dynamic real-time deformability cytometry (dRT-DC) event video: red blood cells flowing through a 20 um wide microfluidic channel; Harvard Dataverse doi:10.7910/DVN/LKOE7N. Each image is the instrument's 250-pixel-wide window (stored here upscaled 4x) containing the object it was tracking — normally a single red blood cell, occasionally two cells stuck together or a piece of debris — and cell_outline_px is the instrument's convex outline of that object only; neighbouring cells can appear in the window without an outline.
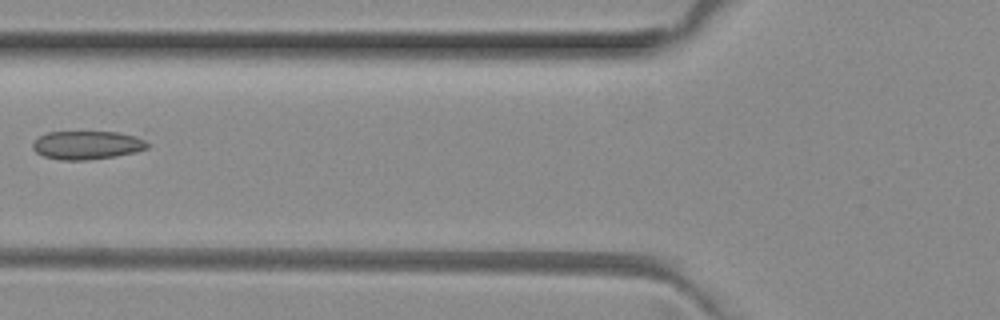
{"species": "common noctule bat (a hibernating species)", "species_latin": "Nyctalus noctula", "temperature_condition": "room temperature", "stored_images_in_passage": 5, "camera_frame_rate_fps": 3000, "um_per_image_px": 0.085, "animal": {"sex": "female", "body_mass_g": 29.2, "forearm_length_mm": 56.3}, "frame": {"image": 1, "passage_image": 4, "time_ms": 1.0, "image_size_px": [1000, 320], "cell_outline_px": [[148, 148], [136, 152], [116, 156], [84, 160], [60, 160], [44, 156], [36, 152], [32, 148], [32, 144], [40, 136], [48, 132], [148, 128]], "centroid_in_image_um": [7.75, 12.22], "position_along_channel_um": 118.1, "area_um2": 21.27}}
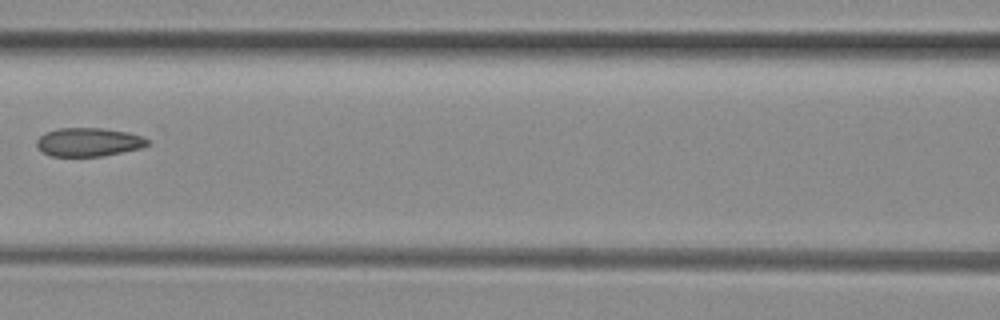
{"frame": {"image": 2, "passage_image": 5, "time_ms": 1.333, "image_size_px": [1000, 320], "cell_outline_px": [[148, 144], [140, 148], [100, 156], [52, 156], [44, 152], [36, 144], [36, 140], [44, 132], [56, 128], [104, 128], [128, 132], [140, 136], [148, 140]], "centroid_in_image_um": [7.49, 12.06], "position_along_channel_um": 159.1, "area_um2": 18.26}}